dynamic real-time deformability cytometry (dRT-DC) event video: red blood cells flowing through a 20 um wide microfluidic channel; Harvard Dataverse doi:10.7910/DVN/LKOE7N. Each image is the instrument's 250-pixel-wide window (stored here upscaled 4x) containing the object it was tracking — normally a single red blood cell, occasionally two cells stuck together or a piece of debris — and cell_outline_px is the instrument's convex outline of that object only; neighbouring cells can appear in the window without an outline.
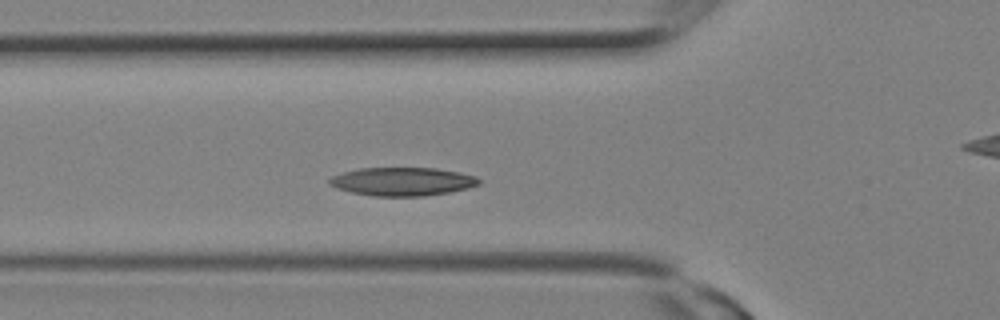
{"species": "Egyptian fruit bat (a non-hibernating species)", "species_latin": "Rousettus aegyptiacus", "temperature_condition": "room temperature", "stored_images_in_passage": 5, "camera_frame_rate_fps": 3000, "um_per_image_px": 0.085, "animal": {"sex": "female"}, "frame": {"image": 1, "passage_image": 5, "time_ms": 1.333, "image_size_px": [1000, 320], "cell_outline_px": [[480, 180], [476, 184], [464, 188], [444, 192], [416, 196], [380, 196], [356, 192], [340, 188], [332, 184], [328, 180], [336, 176], [348, 172], [364, 168], [432, 168], [456, 172], [472, 176]], "centroid_in_image_um": [34.21, 15.42], "position_along_channel_um": 91.6, "area_um2": 23.24}}